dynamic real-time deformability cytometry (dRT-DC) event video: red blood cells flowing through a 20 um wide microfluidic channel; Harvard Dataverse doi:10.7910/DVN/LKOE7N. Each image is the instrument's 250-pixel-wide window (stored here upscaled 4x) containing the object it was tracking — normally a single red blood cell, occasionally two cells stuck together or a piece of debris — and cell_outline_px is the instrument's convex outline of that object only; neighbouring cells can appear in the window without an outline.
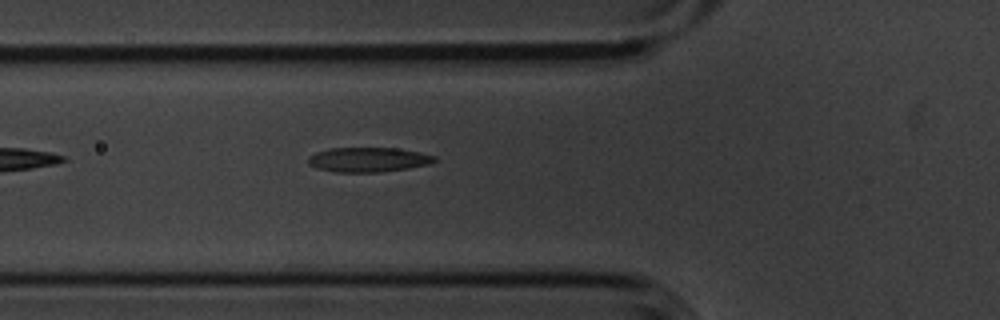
{"species": "common noctule bat (a hibernating species)", "species_latin": "Nyctalus noctula", "temperature_condition": "cold", "stored_images_in_passage": 4, "camera_frame_rate_fps": 3000, "um_per_image_px": 0.085, "animal": {"sex": "male", "body_mass_g": 20.1, "forearm_length_mm": 53.5}, "frame": {"image": 1, "passage_image": 4, "time_ms": 1.0, "image_size_px": [1000, 320], "cell_outline_px": [[436, 160], [428, 164], [408, 168], [380, 172], [336, 172], [316, 168], [308, 164], [308, 156], [316, 152], [328, 148], [396, 148], [420, 152], [436, 156]], "centroid_in_image_um": [31.27, 13.57], "position_along_channel_um": 94.5, "area_um2": 18.15}}